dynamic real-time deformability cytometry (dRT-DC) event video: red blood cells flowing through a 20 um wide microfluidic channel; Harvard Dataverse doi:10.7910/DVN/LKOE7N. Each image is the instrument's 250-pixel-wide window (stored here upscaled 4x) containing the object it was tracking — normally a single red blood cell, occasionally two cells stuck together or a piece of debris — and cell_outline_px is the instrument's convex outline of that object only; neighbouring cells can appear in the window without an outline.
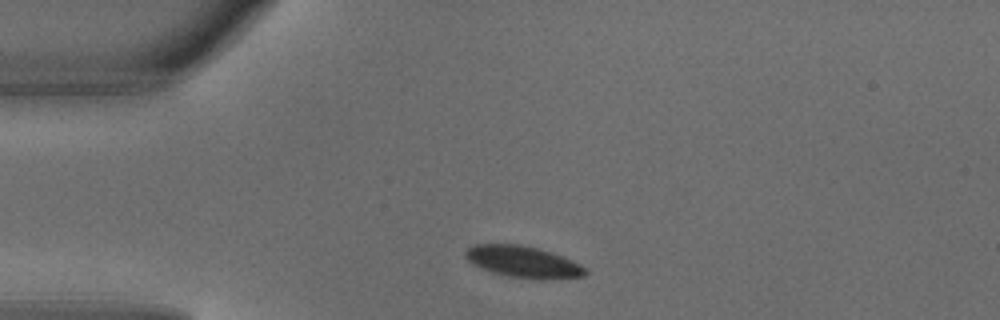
{"species": "common noctule bat (a hibernating species)", "species_latin": "Nyctalus noctula", "temperature_condition": "warm", "stored_images_in_passage": 1, "camera_frame_rate_fps": 3000, "um_per_image_px": 0.085, "animal": {"sex": "male", "body_mass_g": 18.8}, "frame": {"image": 1, "passage_image": 1, "time_ms": 0.0, "image_size_px": [1000, 320], "cell_outline_px": [[588, 272], [584, 276], [548, 280], [540, 280], [508, 276], [492, 272], [472, 264], [464, 256], [464, 252], [468, 248], [476, 244], [520, 244], [552, 252], [564, 256], [580, 264]], "centroid_in_image_um": [44.48, 22.26], "position_along_channel_um": 40.5, "area_um2": 22.2}}